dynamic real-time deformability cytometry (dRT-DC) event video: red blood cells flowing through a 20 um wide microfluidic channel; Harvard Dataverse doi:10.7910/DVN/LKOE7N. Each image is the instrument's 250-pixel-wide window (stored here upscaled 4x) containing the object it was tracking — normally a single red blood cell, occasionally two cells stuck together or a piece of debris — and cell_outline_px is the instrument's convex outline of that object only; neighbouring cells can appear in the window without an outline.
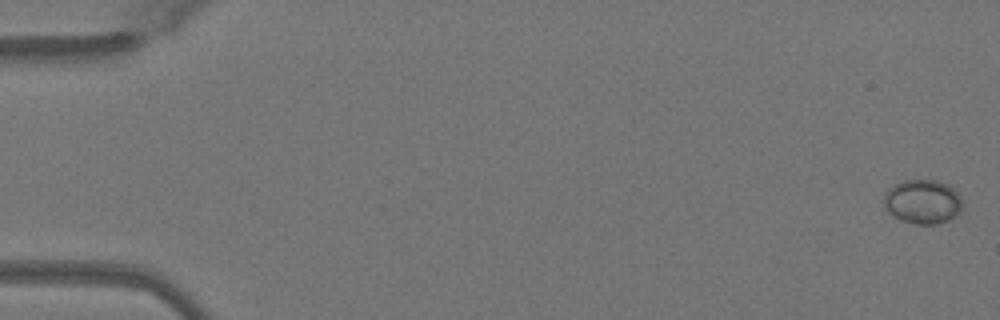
{"species": "Egyptian fruit bat (a non-hibernating species)", "species_latin": "Rousettus aegyptiacus", "temperature_condition": "warm", "stored_images_in_passage": 50, "camera_frame_rate_fps": 3000, "um_per_image_px": 0.085, "animal": {"sex": "female"}, "frame": {"image": 1, "passage_image": 1, "time_ms": 0.0, "image_size_px": [1000, 320], "cell_outline_px": [[960, 212], [948, 220], [936, 224], [912, 224], [900, 220], [892, 216], [884, 208], [884, 196], [888, 188], [904, 180], [936, 180], [948, 184], [960, 196]], "centroid_in_image_um": [78.38, 17.15], "position_along_channel_um": 6.6, "area_um2": 20.23}}
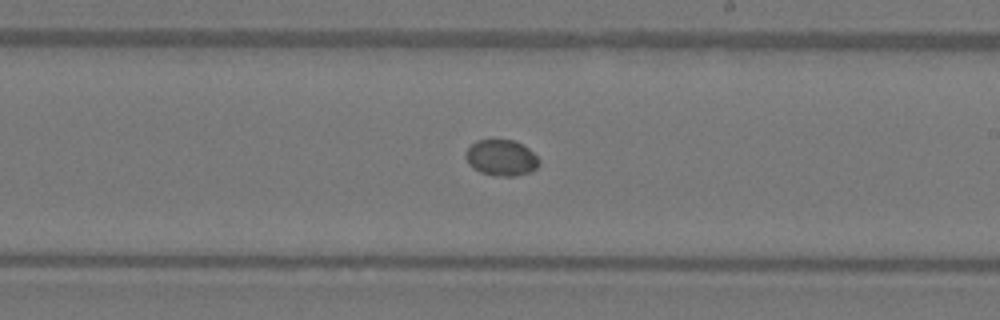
{"frame": {"image": 2, "passage_image": 30, "time_ms": 9.667, "image_size_px": [1000, 320], "cell_outline_px": [[540, 164], [532, 172], [516, 176], [496, 176], [480, 172], [472, 168], [468, 164], [464, 156], [464, 152], [476, 140], [512, 140], [528, 148], [540, 160]], "centroid_in_image_um": [42.59, 13.43], "position_along_channel_um": 246.4, "area_um2": 15.55}}
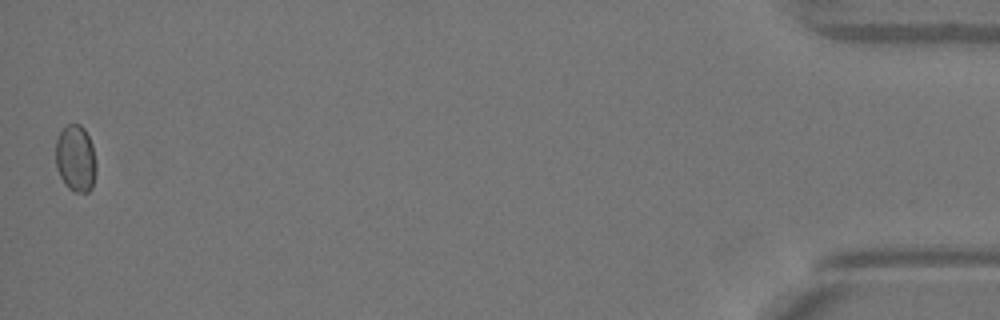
{"frame": {"image": 3, "passage_image": 50, "time_ms": 16.333, "image_size_px": [1000, 320], "cell_outline_px": [[96, 172], [92, 188], [88, 192], [72, 192], [64, 184], [56, 168], [56, 140], [60, 132], [68, 124], [80, 124], [84, 128], [92, 144], [96, 164]], "centroid_in_image_um": [6.43, 13.49], "position_along_channel_um": 428.8, "area_um2": 15.9}}